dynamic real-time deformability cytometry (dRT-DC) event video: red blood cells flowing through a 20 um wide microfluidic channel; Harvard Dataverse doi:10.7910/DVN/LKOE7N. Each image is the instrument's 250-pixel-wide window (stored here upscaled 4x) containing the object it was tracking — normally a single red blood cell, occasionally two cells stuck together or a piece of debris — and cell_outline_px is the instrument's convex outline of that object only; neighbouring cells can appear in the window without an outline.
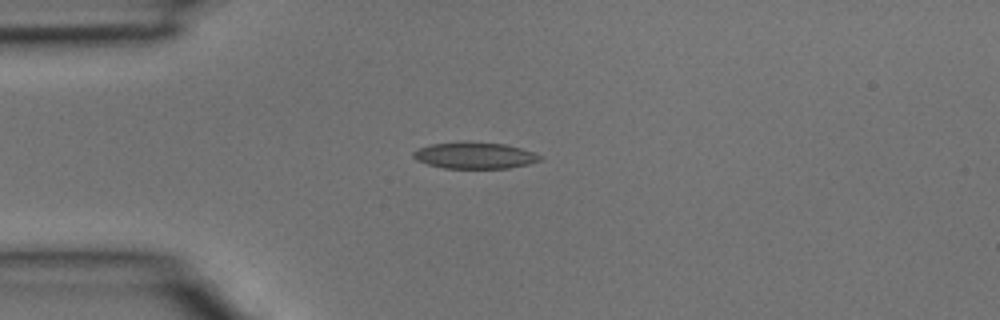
{"species": "common noctule bat (a hibernating species)", "species_latin": "Nyctalus noctula", "temperature_condition": "room temperature", "stored_images_in_passage": 3, "camera_frame_rate_fps": 3000, "um_per_image_px": 0.085, "animal": {"sex": "male", "body_mass_g": 15.6}, "frame": {"image": 1, "passage_image": 3, "time_ms": 0.667, "image_size_px": [1000, 320], "cell_outline_px": [[544, 156], [540, 160], [528, 164], [508, 168], [444, 168], [428, 164], [416, 160], [412, 156], [412, 152], [420, 148], [432, 144], [504, 144], [520, 148]], "centroid_in_image_um": [40.37, 13.26], "position_along_channel_um": 44.6, "area_um2": 18.61}}